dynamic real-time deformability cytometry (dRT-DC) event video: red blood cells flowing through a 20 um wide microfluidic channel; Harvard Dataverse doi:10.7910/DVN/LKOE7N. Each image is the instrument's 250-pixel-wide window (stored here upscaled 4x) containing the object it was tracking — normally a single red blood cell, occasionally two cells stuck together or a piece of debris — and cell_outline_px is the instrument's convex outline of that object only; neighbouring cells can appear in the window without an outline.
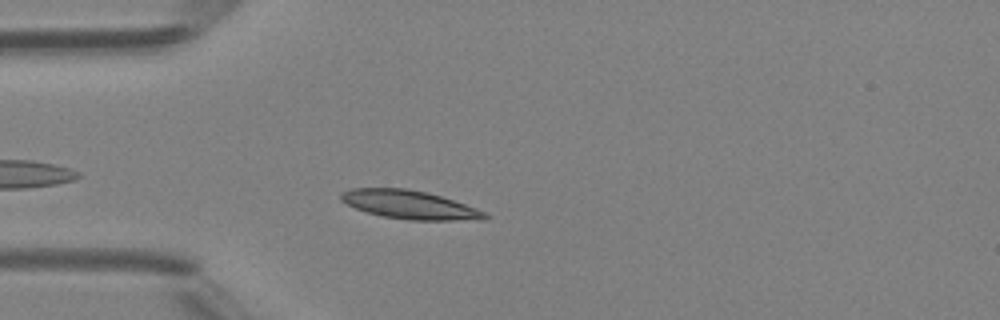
{"species": "Egyptian fruit bat (a non-hibernating species)", "species_latin": "Rousettus aegyptiacus", "temperature_condition": "room temperature", "stored_images_in_passage": 37, "camera_frame_rate_fps": 3000, "um_per_image_px": 0.085, "animal": {"sex": "female"}, "frame": {"image": 1, "passage_image": 5, "time_ms": 1.333, "image_size_px": [1000, 320], "cell_outline_px": [[492, 216], [480, 220], [408, 220], [384, 216], [368, 212], [356, 208], [340, 200], [340, 192], [352, 188], [408, 188], [428, 192], [476, 208]], "centroid_in_image_um": [34.82, 17.39], "position_along_channel_um": 50.2, "area_um2": 23.81}}
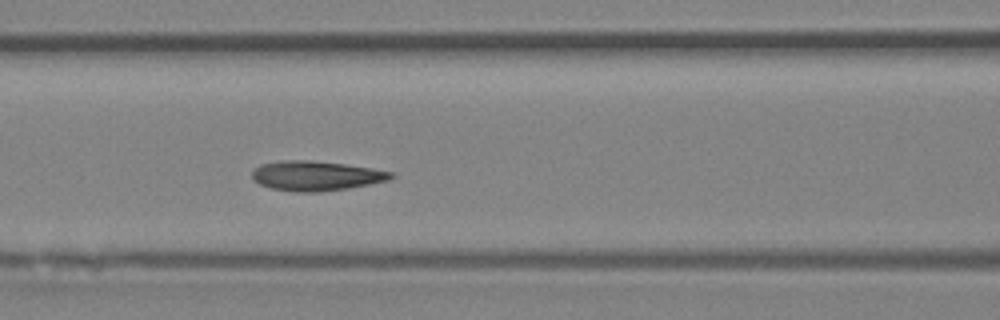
{"frame": {"image": 2, "passage_image": 12, "time_ms": 3.667, "image_size_px": [1000, 320], "cell_outline_px": [[396, 176], [388, 180], [348, 188], [320, 192], [296, 192], [272, 188], [260, 184], [252, 180], [252, 172], [260, 164], [284, 160], [312, 160], [344, 164], [372, 168], [392, 172]], "centroid_in_image_um": [26.85, 14.94], "position_along_channel_um": 139.8, "area_um2": 23.99}}
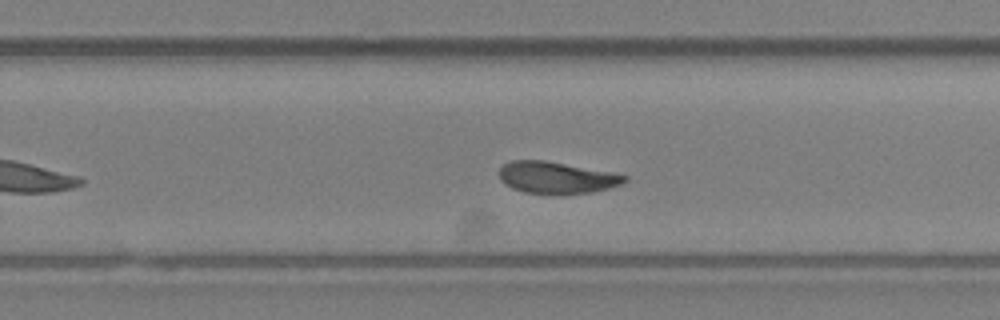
{"frame": {"image": 3, "passage_image": 22, "time_ms": 7.0, "image_size_px": [1000, 320], "cell_outline_px": [[628, 180], [620, 184], [608, 188], [592, 192], [524, 192], [512, 188], [504, 184], [500, 180], [496, 172], [504, 164], [512, 160], [544, 160], [608, 172], [628, 176]], "centroid_in_image_um": [47.22, 15.07], "position_along_channel_um": 282.6, "area_um2": 22.54}, "authors_computed_cell_mechanics": {"area_um2": 23.2934, "velocity_mm_per_s": 4.3085, "shape_relaxation_time_tau1_ms": 2.2935, "shape_relaxation_time_tau2_ms": 1.2446, "deformation_change_tau1": 0.1007, "deformation_change_tau2": 0.059}}